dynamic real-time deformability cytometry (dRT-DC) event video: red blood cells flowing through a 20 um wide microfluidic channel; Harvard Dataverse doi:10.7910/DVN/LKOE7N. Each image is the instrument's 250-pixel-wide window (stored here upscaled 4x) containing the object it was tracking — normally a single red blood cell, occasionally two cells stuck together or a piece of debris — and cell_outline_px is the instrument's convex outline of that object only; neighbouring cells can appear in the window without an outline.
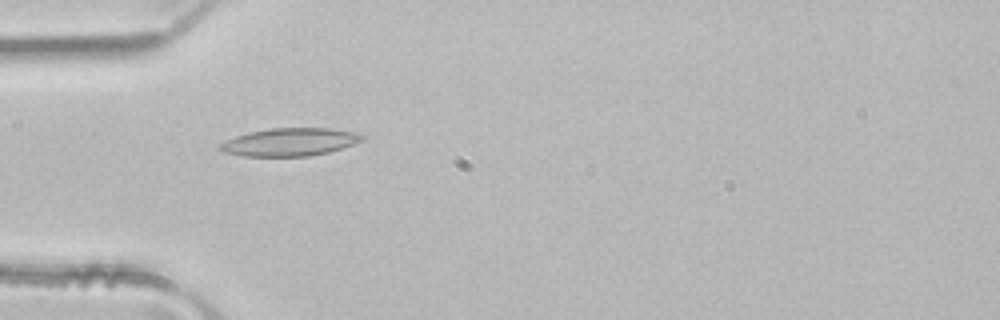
{"species": "common noctule bat (a hibernating species)", "species_latin": "Nyctalus noctula", "temperature_condition": "room temperature", "stored_images_in_passage": 4, "camera_frame_rate_fps": 3000, "um_per_image_px": 0.085, "animal": {"sex": "male", "body_mass_g": 21.5, "forearm_length_mm": 52.0}, "frame": {"image": 1, "passage_image": 3, "time_ms": 0.667, "image_size_px": [1000, 320], "cell_outline_px": [[368, 136], [364, 140], [328, 152], [308, 156], [244, 156], [224, 152], [216, 148], [220, 144], [236, 136], [248, 132], [272, 128], [328, 128], [360, 132]], "centroid_in_image_um": [24.68, 12.06], "position_along_channel_um": 60.3, "area_um2": 23.12}}
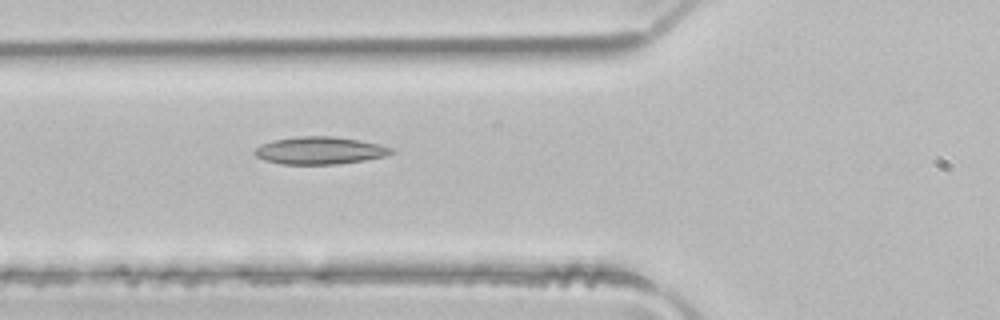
{"frame": {"image": 2, "passage_image": 4, "time_ms": 1.0, "image_size_px": [1000, 320], "cell_outline_px": [[396, 152], [384, 156], [364, 160], [340, 164], [280, 164], [264, 160], [256, 156], [252, 152], [260, 144], [272, 140], [296, 136], [332, 136], [360, 140], [380, 144], [392, 148]], "centroid_in_image_um": [27.16, 12.79], "position_along_channel_um": 98.6, "area_um2": 22.08}}